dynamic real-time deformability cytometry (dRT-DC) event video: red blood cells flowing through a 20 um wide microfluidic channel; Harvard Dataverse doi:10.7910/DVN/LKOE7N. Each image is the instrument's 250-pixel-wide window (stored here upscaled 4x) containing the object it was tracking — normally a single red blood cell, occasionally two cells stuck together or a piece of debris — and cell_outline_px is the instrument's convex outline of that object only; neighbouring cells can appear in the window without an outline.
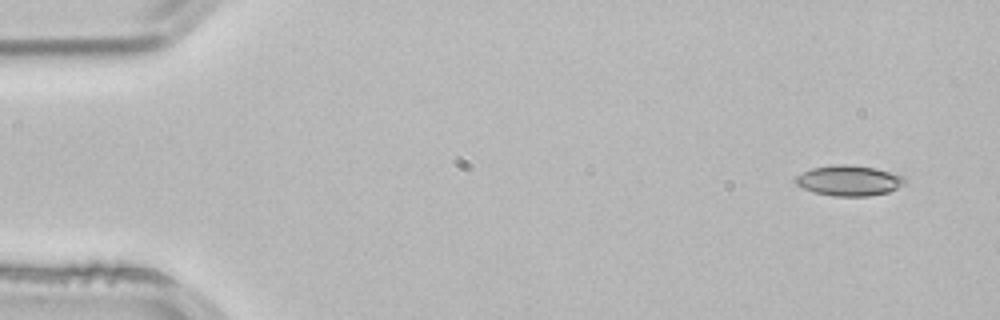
{"species": "common noctule bat (a hibernating species)", "species_latin": "Nyctalus noctula", "temperature_condition": "room temperature", "stored_images_in_passage": 3, "camera_frame_rate_fps": 3000, "um_per_image_px": 0.085, "animal": {"sex": "male", "body_mass_g": 21.5, "forearm_length_mm": 52.0}, "frame": {"image": 1, "passage_image": 1, "time_ms": 0.0, "image_size_px": [1000, 320], "cell_outline_px": [[908, 180], [904, 184], [888, 192], [868, 196], [832, 196], [816, 192], [804, 188], [796, 184], [792, 180], [796, 176], [812, 168], [836, 164], [852, 164], [876, 168], [904, 176]], "centroid_in_image_um": [72.18, 15.34], "position_along_channel_um": 12.8, "area_um2": 19.42}}